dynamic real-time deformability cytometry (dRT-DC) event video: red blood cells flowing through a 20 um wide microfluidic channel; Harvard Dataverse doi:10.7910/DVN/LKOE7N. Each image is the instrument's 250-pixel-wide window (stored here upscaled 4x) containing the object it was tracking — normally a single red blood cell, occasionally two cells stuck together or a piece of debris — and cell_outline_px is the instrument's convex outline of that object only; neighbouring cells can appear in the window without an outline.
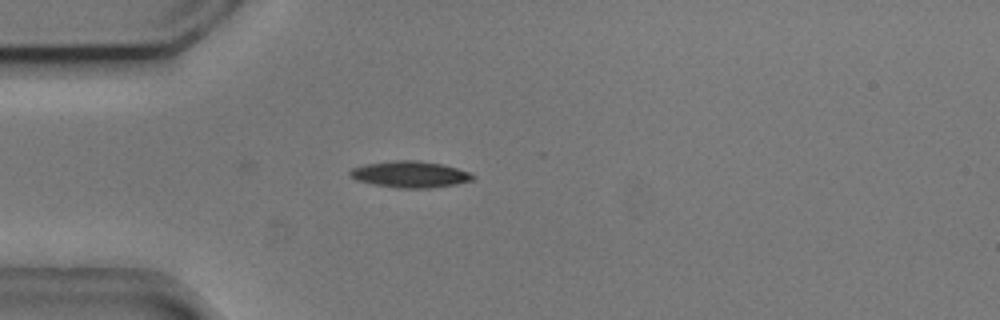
{"species": "common noctule bat (a hibernating species)", "species_latin": "Nyctalus noctula", "temperature_condition": "cold", "stored_images_in_passage": 2, "camera_frame_rate_fps": 3000, "um_per_image_px": 0.085, "animal": {"sex": "male", "body_mass_g": 20.5, "forearm_length_mm": 52.5}, "frame": {"image": 1, "passage_image": 1, "time_ms": 0.0, "image_size_px": [1000, 320], "cell_outline_px": [[476, 176], [472, 180], [456, 184], [428, 188], [396, 188], [372, 184], [356, 180], [348, 176], [348, 172], [352, 168], [364, 164], [392, 160], [420, 160], [440, 164], [456, 168], [468, 172]], "centroid_in_image_um": [34.79, 14.81], "position_along_channel_um": 50.2, "area_um2": 19.02}}